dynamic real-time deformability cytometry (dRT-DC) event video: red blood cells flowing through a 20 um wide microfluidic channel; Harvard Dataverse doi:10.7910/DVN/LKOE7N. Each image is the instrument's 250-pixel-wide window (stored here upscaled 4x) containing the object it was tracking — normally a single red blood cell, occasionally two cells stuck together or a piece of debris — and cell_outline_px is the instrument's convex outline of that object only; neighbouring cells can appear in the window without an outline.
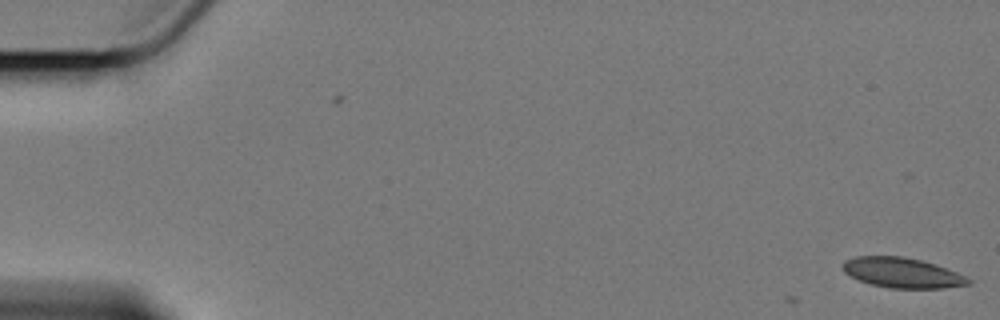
{"species": "Egyptian fruit bat (a non-hibernating species)", "species_latin": "Rousettus aegyptiacus", "temperature_condition": "cold", "stored_images_in_passage": 6, "camera_frame_rate_fps": 3000, "um_per_image_px": 0.085, "animal": {"sex": "female"}, "frame": {"image": 1, "passage_image": 2, "time_ms": 0.333, "image_size_px": [1000, 320], "cell_outline_px": [[972, 284], [944, 288], [888, 288], [872, 284], [860, 280], [844, 272], [844, 260], [856, 256], [900, 256], [920, 260], [956, 272], [972, 280]], "centroid_in_image_um": [76.7, 23.19], "position_along_channel_um": 8.3, "area_um2": 21.68}}